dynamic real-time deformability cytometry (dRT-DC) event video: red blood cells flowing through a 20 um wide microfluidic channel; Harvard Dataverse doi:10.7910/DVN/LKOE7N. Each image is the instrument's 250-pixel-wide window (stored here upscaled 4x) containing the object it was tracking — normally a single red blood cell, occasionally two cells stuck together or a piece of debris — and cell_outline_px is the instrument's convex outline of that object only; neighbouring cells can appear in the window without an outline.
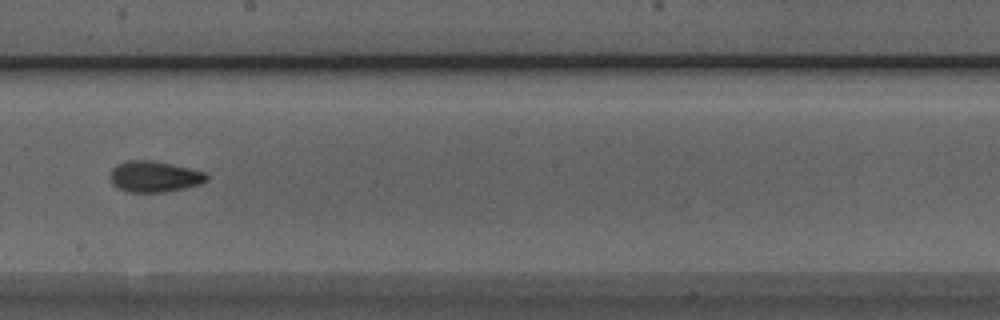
{"species": "Egyptian fruit bat (a non-hibernating species)", "species_latin": "Rousettus aegyptiacus", "temperature_condition": "room temperature", "stored_images_in_passage": 7, "camera_frame_rate_fps": 3000, "um_per_image_px": 0.085, "animal": {"sex": "male"}, "frame": {"image": 1, "passage_image": 7, "time_ms": 2.0, "image_size_px": [1000, 320], "cell_outline_px": [[208, 180], [200, 184], [184, 188], [164, 192], [128, 192], [116, 188], [112, 184], [108, 176], [112, 168], [116, 164], [124, 160], [152, 160], [172, 164], [208, 172]], "centroid_in_image_um": [13.09, 15.0], "position_along_channel_um": 235.1, "area_um2": 17.86}}